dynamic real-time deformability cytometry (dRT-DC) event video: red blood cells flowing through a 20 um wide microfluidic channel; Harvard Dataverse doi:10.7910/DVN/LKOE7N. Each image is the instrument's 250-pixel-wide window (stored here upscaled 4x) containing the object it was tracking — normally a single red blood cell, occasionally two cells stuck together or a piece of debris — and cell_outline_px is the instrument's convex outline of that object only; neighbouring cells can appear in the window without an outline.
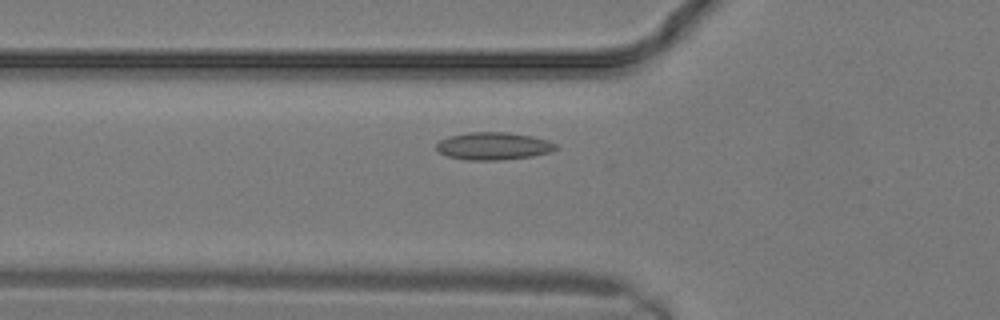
{"species": "common noctule bat (a hibernating species)", "species_latin": "Nyctalus noctula", "temperature_condition": "warm", "stored_images_in_passage": 10, "camera_frame_rate_fps": 3000, "um_per_image_px": 0.085, "animal": {"sex": "male", "body_mass_g": 19.2, "forearm_length_mm": 51.8}, "frame": {"image": 1, "passage_image": 3, "time_ms": 0.667, "image_size_px": [1000, 320], "cell_outline_px": [[560, 148], [552, 152], [532, 156], [500, 160], [464, 160], [448, 156], [440, 152], [436, 148], [436, 144], [440, 140], [448, 136], [468, 132], [508, 132], [532, 136], [548, 140], [556, 144]], "centroid_in_image_um": [41.97, 12.41], "position_along_channel_um": 83.8, "area_um2": 19.36}}
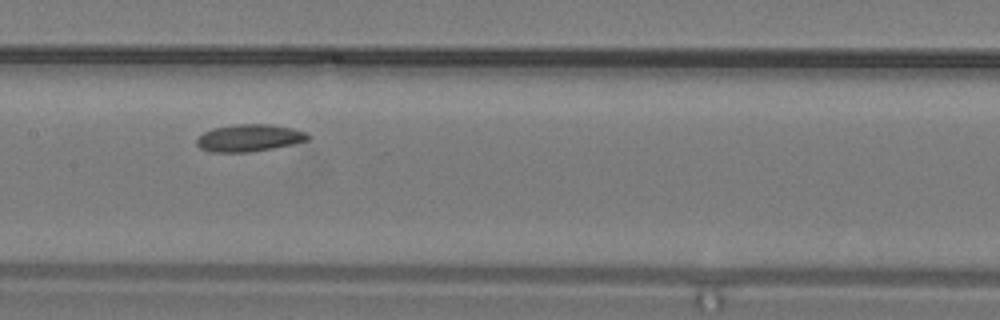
{"frame": {"image": 2, "passage_image": 7, "time_ms": 2.0, "image_size_px": [1000, 320], "cell_outline_px": [[312, 136], [308, 140], [292, 144], [272, 148], [248, 152], [208, 152], [200, 148], [196, 144], [196, 140], [204, 132], [212, 128], [236, 124], [272, 124], [292, 128], [308, 132]], "centroid_in_image_um": [21.2, 11.72], "position_along_channel_um": 186.2, "area_um2": 17.74}}
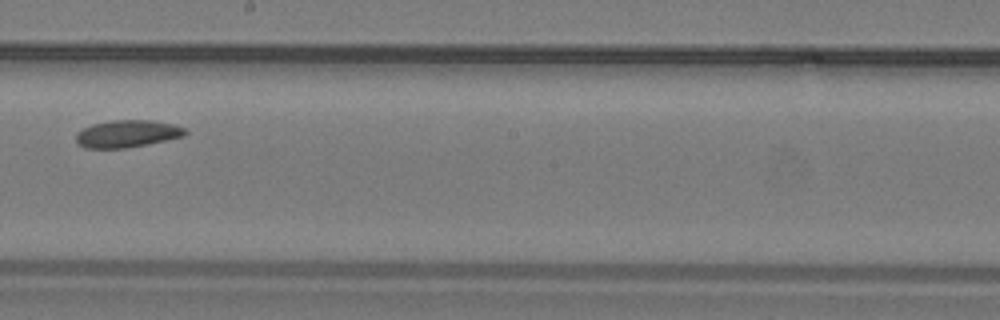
{"frame": {"image": 3, "passage_image": 9, "time_ms": 2.667, "image_size_px": [1000, 320], "cell_outline_px": [[188, 132], [184, 136], [148, 144], [124, 148], [84, 148], [76, 144], [76, 132], [92, 124], [112, 120], [152, 120], [176, 124], [184, 128]], "centroid_in_image_um": [10.81, 11.36], "position_along_channel_um": 237.4, "area_um2": 17.51}}